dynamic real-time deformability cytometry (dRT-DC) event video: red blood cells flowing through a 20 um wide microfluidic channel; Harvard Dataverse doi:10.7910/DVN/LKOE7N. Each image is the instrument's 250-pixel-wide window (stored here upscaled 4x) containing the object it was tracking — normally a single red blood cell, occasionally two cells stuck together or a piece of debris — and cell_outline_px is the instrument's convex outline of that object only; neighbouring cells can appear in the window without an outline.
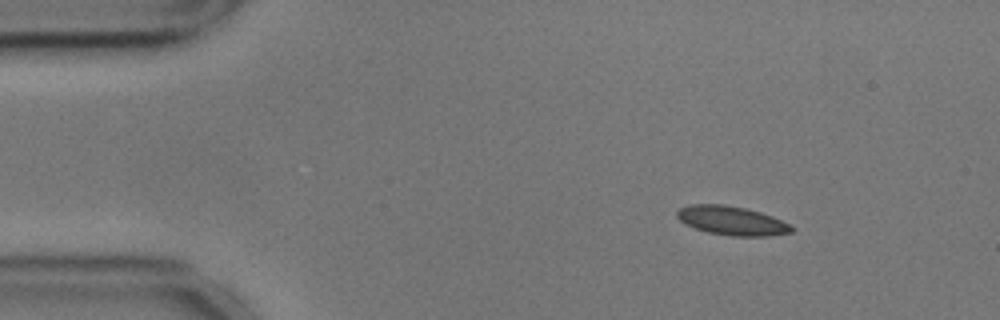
{"species": "common noctule bat (a hibernating species)", "species_latin": "Nyctalus noctula", "temperature_condition": "cold", "stored_images_in_passage": 50, "segment_of_instrument_passage": [1, 2], "camera_frame_rate_fps": 3000, "um_per_image_px": 0.085, "animal": {"sex": "male", "body_mass_g": 17.9, "forearm_length_mm": 54.2}, "frame": {"image": 1, "passage_image": 1, "time_ms": 0.0, "image_size_px": [1000, 320], "cell_outline_px": [[796, 228], [792, 232], [768, 236], [732, 236], [708, 232], [684, 224], [676, 216], [676, 212], [680, 208], [692, 204], [724, 204], [744, 208], [760, 212], [772, 216]], "centroid_in_image_um": [62.19, 18.75], "position_along_channel_um": 22.8, "area_um2": 19.25}}
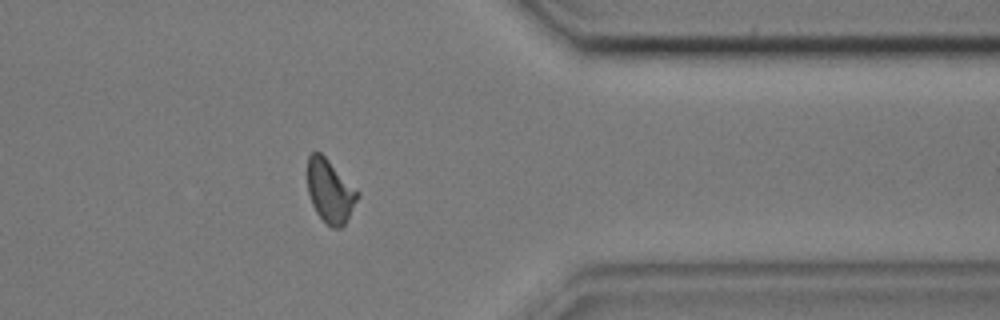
{"frame": {"image": 2, "passage_image": 38, "time_ms": 12.333, "image_size_px": [1000, 320], "cell_outline_px": [[360, 196], [344, 224], [340, 228], [332, 228], [316, 212], [312, 204], [308, 192], [308, 156], [312, 152], [320, 152], [360, 192]], "centroid_in_image_um": [28.06, 16.24], "position_along_channel_um": 383.3, "area_um2": 18.21}}
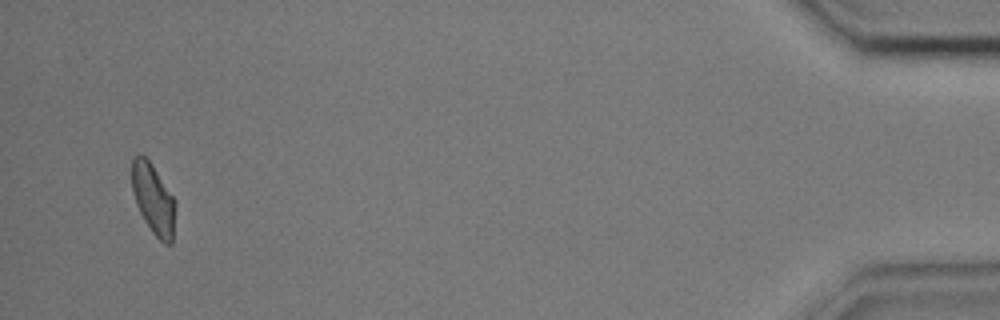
{"frame": {"image": 3, "passage_image": 47, "time_ms": 15.333, "image_size_px": [1000, 320], "cell_outline_px": [[176, 208], [172, 244], [164, 244], [152, 232], [144, 220], [136, 204], [132, 192], [132, 156], [140, 152], [152, 164], [176, 200]], "centroid_in_image_um": [13.04, 16.9], "position_along_channel_um": 422.2, "area_um2": 18.15}}